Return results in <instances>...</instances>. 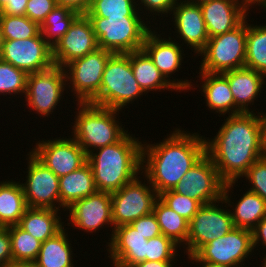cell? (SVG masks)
Instances as JSON below:
<instances>
[{
	"label": "cell",
	"instance_id": "cell-12",
	"mask_svg": "<svg viewBox=\"0 0 266 267\" xmlns=\"http://www.w3.org/2000/svg\"><path fill=\"white\" fill-rule=\"evenodd\" d=\"M158 29V27L156 28V26H153V28L147 33L142 50L150 57L154 65L165 76V78L177 88L179 93L182 91H191L190 89L193 83L191 81L192 79L182 80L180 78L176 79V77L174 78L172 76V74H175L176 72L178 73L179 70H181V66H184L182 63H185L183 62L184 58H189V53L187 52V54H184V52H186L184 51L185 48H182V45L171 38L172 33H170V36L167 35V37L164 31L162 32ZM157 30L159 31V34Z\"/></svg>",
	"mask_w": 266,
	"mask_h": 267
},
{
	"label": "cell",
	"instance_id": "cell-50",
	"mask_svg": "<svg viewBox=\"0 0 266 267\" xmlns=\"http://www.w3.org/2000/svg\"><path fill=\"white\" fill-rule=\"evenodd\" d=\"M184 258H188L186 260H188V264H195L197 267H227L224 265H219V264H214V263H210V262H205V261H201L196 255H190V256H186L184 255Z\"/></svg>",
	"mask_w": 266,
	"mask_h": 267
},
{
	"label": "cell",
	"instance_id": "cell-10",
	"mask_svg": "<svg viewBox=\"0 0 266 267\" xmlns=\"http://www.w3.org/2000/svg\"><path fill=\"white\" fill-rule=\"evenodd\" d=\"M158 198L159 195L149 180L140 173V176L126 183L118 191L111 193L114 228L131 224L140 217L153 212Z\"/></svg>",
	"mask_w": 266,
	"mask_h": 267
},
{
	"label": "cell",
	"instance_id": "cell-19",
	"mask_svg": "<svg viewBox=\"0 0 266 267\" xmlns=\"http://www.w3.org/2000/svg\"><path fill=\"white\" fill-rule=\"evenodd\" d=\"M170 15L171 17L169 18L172 20L168 22L170 26H174L173 29L175 31H171V27L170 31H168V34L170 35V32L174 33V36L171 38L176 41L178 40L177 42L180 43L183 48L185 46L186 49L189 48L191 53L194 52L193 55L197 57V55L206 46V43L209 39L200 5L187 3L180 0L173 7Z\"/></svg>",
	"mask_w": 266,
	"mask_h": 267
},
{
	"label": "cell",
	"instance_id": "cell-35",
	"mask_svg": "<svg viewBox=\"0 0 266 267\" xmlns=\"http://www.w3.org/2000/svg\"><path fill=\"white\" fill-rule=\"evenodd\" d=\"M87 17H125L143 16L136 0H92Z\"/></svg>",
	"mask_w": 266,
	"mask_h": 267
},
{
	"label": "cell",
	"instance_id": "cell-31",
	"mask_svg": "<svg viewBox=\"0 0 266 267\" xmlns=\"http://www.w3.org/2000/svg\"><path fill=\"white\" fill-rule=\"evenodd\" d=\"M161 233L178 244L187 256L189 221L166 206L159 198L153 208Z\"/></svg>",
	"mask_w": 266,
	"mask_h": 267
},
{
	"label": "cell",
	"instance_id": "cell-1",
	"mask_svg": "<svg viewBox=\"0 0 266 267\" xmlns=\"http://www.w3.org/2000/svg\"><path fill=\"white\" fill-rule=\"evenodd\" d=\"M172 130L158 143L143 139L141 173L158 195L173 190L206 154L205 135L201 132L182 130L179 126Z\"/></svg>",
	"mask_w": 266,
	"mask_h": 267
},
{
	"label": "cell",
	"instance_id": "cell-22",
	"mask_svg": "<svg viewBox=\"0 0 266 267\" xmlns=\"http://www.w3.org/2000/svg\"><path fill=\"white\" fill-rule=\"evenodd\" d=\"M147 239L130 224L114 228L109 244L105 247L110 267H131L146 261Z\"/></svg>",
	"mask_w": 266,
	"mask_h": 267
},
{
	"label": "cell",
	"instance_id": "cell-56",
	"mask_svg": "<svg viewBox=\"0 0 266 267\" xmlns=\"http://www.w3.org/2000/svg\"><path fill=\"white\" fill-rule=\"evenodd\" d=\"M3 228H4L3 225L0 223V230L3 229Z\"/></svg>",
	"mask_w": 266,
	"mask_h": 267
},
{
	"label": "cell",
	"instance_id": "cell-2",
	"mask_svg": "<svg viewBox=\"0 0 266 267\" xmlns=\"http://www.w3.org/2000/svg\"><path fill=\"white\" fill-rule=\"evenodd\" d=\"M226 118V119H225ZM217 134L205 137L206 154L225 182L238 181L259 159L260 113L226 116Z\"/></svg>",
	"mask_w": 266,
	"mask_h": 267
},
{
	"label": "cell",
	"instance_id": "cell-47",
	"mask_svg": "<svg viewBox=\"0 0 266 267\" xmlns=\"http://www.w3.org/2000/svg\"><path fill=\"white\" fill-rule=\"evenodd\" d=\"M92 0H56L58 6L70 8L79 14H86Z\"/></svg>",
	"mask_w": 266,
	"mask_h": 267
},
{
	"label": "cell",
	"instance_id": "cell-15",
	"mask_svg": "<svg viewBox=\"0 0 266 267\" xmlns=\"http://www.w3.org/2000/svg\"><path fill=\"white\" fill-rule=\"evenodd\" d=\"M51 138H42L29 150L56 176L67 175L87 162V154L71 135Z\"/></svg>",
	"mask_w": 266,
	"mask_h": 267
},
{
	"label": "cell",
	"instance_id": "cell-37",
	"mask_svg": "<svg viewBox=\"0 0 266 267\" xmlns=\"http://www.w3.org/2000/svg\"><path fill=\"white\" fill-rule=\"evenodd\" d=\"M0 26L5 40L27 39L40 33V26L27 16L0 14Z\"/></svg>",
	"mask_w": 266,
	"mask_h": 267
},
{
	"label": "cell",
	"instance_id": "cell-9",
	"mask_svg": "<svg viewBox=\"0 0 266 267\" xmlns=\"http://www.w3.org/2000/svg\"><path fill=\"white\" fill-rule=\"evenodd\" d=\"M113 54L97 48L64 67L67 92L72 93L73 103H89L99 93L105 66Z\"/></svg>",
	"mask_w": 266,
	"mask_h": 267
},
{
	"label": "cell",
	"instance_id": "cell-41",
	"mask_svg": "<svg viewBox=\"0 0 266 267\" xmlns=\"http://www.w3.org/2000/svg\"><path fill=\"white\" fill-rule=\"evenodd\" d=\"M248 184V190L257 193L264 201H266V159L256 161L247 172L241 177Z\"/></svg>",
	"mask_w": 266,
	"mask_h": 267
},
{
	"label": "cell",
	"instance_id": "cell-7",
	"mask_svg": "<svg viewBox=\"0 0 266 267\" xmlns=\"http://www.w3.org/2000/svg\"><path fill=\"white\" fill-rule=\"evenodd\" d=\"M247 19L235 29L212 36L198 54L201 57L199 71L224 73L242 68L246 59Z\"/></svg>",
	"mask_w": 266,
	"mask_h": 267
},
{
	"label": "cell",
	"instance_id": "cell-30",
	"mask_svg": "<svg viewBox=\"0 0 266 267\" xmlns=\"http://www.w3.org/2000/svg\"><path fill=\"white\" fill-rule=\"evenodd\" d=\"M0 181V223L3 227L20 223L27 207L20 178Z\"/></svg>",
	"mask_w": 266,
	"mask_h": 267
},
{
	"label": "cell",
	"instance_id": "cell-3",
	"mask_svg": "<svg viewBox=\"0 0 266 267\" xmlns=\"http://www.w3.org/2000/svg\"><path fill=\"white\" fill-rule=\"evenodd\" d=\"M141 137L127 132L118 142L87 154L98 191L113 193L141 173Z\"/></svg>",
	"mask_w": 266,
	"mask_h": 267
},
{
	"label": "cell",
	"instance_id": "cell-11",
	"mask_svg": "<svg viewBox=\"0 0 266 267\" xmlns=\"http://www.w3.org/2000/svg\"><path fill=\"white\" fill-rule=\"evenodd\" d=\"M233 228L235 226L232 215L223 197L218 201L203 204L189 221L187 256L195 255L205 244L223 237Z\"/></svg>",
	"mask_w": 266,
	"mask_h": 267
},
{
	"label": "cell",
	"instance_id": "cell-24",
	"mask_svg": "<svg viewBox=\"0 0 266 267\" xmlns=\"http://www.w3.org/2000/svg\"><path fill=\"white\" fill-rule=\"evenodd\" d=\"M238 183V181L225 183L223 199L228 207H230L234 226L252 230L266 216V201L257 193L247 189L245 190L246 192L242 193L243 195L239 200H236L232 197V193L233 189H236V186H238Z\"/></svg>",
	"mask_w": 266,
	"mask_h": 267
},
{
	"label": "cell",
	"instance_id": "cell-32",
	"mask_svg": "<svg viewBox=\"0 0 266 267\" xmlns=\"http://www.w3.org/2000/svg\"><path fill=\"white\" fill-rule=\"evenodd\" d=\"M244 67L254 69L266 76V23L254 25L247 20Z\"/></svg>",
	"mask_w": 266,
	"mask_h": 267
},
{
	"label": "cell",
	"instance_id": "cell-18",
	"mask_svg": "<svg viewBox=\"0 0 266 267\" xmlns=\"http://www.w3.org/2000/svg\"><path fill=\"white\" fill-rule=\"evenodd\" d=\"M0 58L27 74L44 71L54 65L52 46L43 38L41 32L32 38L5 40Z\"/></svg>",
	"mask_w": 266,
	"mask_h": 267
},
{
	"label": "cell",
	"instance_id": "cell-5",
	"mask_svg": "<svg viewBox=\"0 0 266 267\" xmlns=\"http://www.w3.org/2000/svg\"><path fill=\"white\" fill-rule=\"evenodd\" d=\"M144 95L134 77L129 53L113 54L105 66L99 93L89 103L123 112L134 101L138 104Z\"/></svg>",
	"mask_w": 266,
	"mask_h": 267
},
{
	"label": "cell",
	"instance_id": "cell-38",
	"mask_svg": "<svg viewBox=\"0 0 266 267\" xmlns=\"http://www.w3.org/2000/svg\"><path fill=\"white\" fill-rule=\"evenodd\" d=\"M181 247L163 234L148 239L146 260L148 261H179Z\"/></svg>",
	"mask_w": 266,
	"mask_h": 267
},
{
	"label": "cell",
	"instance_id": "cell-21",
	"mask_svg": "<svg viewBox=\"0 0 266 267\" xmlns=\"http://www.w3.org/2000/svg\"><path fill=\"white\" fill-rule=\"evenodd\" d=\"M199 5L209 38L238 27L251 15L250 9L260 10L251 0H210Z\"/></svg>",
	"mask_w": 266,
	"mask_h": 267
},
{
	"label": "cell",
	"instance_id": "cell-14",
	"mask_svg": "<svg viewBox=\"0 0 266 267\" xmlns=\"http://www.w3.org/2000/svg\"><path fill=\"white\" fill-rule=\"evenodd\" d=\"M253 253L252 230L235 227L223 237L205 244L195 255L205 262L227 267H244L246 260L254 257Z\"/></svg>",
	"mask_w": 266,
	"mask_h": 267
},
{
	"label": "cell",
	"instance_id": "cell-36",
	"mask_svg": "<svg viewBox=\"0 0 266 267\" xmlns=\"http://www.w3.org/2000/svg\"><path fill=\"white\" fill-rule=\"evenodd\" d=\"M28 74L0 58V95L22 98L26 94ZM14 94V95H13ZM23 96V97H22Z\"/></svg>",
	"mask_w": 266,
	"mask_h": 267
},
{
	"label": "cell",
	"instance_id": "cell-13",
	"mask_svg": "<svg viewBox=\"0 0 266 267\" xmlns=\"http://www.w3.org/2000/svg\"><path fill=\"white\" fill-rule=\"evenodd\" d=\"M66 211L65 218L68 217L66 220L69 223L67 222L65 225L75 227L74 229L81 230L86 234L89 232L90 235H95L93 232L98 233L101 229L105 228L106 230L110 227L112 231L110 230L108 242H102H106L105 247L109 244L114 231L111 193L97 191L74 202Z\"/></svg>",
	"mask_w": 266,
	"mask_h": 267
},
{
	"label": "cell",
	"instance_id": "cell-34",
	"mask_svg": "<svg viewBox=\"0 0 266 267\" xmlns=\"http://www.w3.org/2000/svg\"><path fill=\"white\" fill-rule=\"evenodd\" d=\"M8 231L11 237L13 263H33L38 256L42 242L18 224L8 226Z\"/></svg>",
	"mask_w": 266,
	"mask_h": 267
},
{
	"label": "cell",
	"instance_id": "cell-45",
	"mask_svg": "<svg viewBox=\"0 0 266 267\" xmlns=\"http://www.w3.org/2000/svg\"><path fill=\"white\" fill-rule=\"evenodd\" d=\"M28 0H0V14L25 16Z\"/></svg>",
	"mask_w": 266,
	"mask_h": 267
},
{
	"label": "cell",
	"instance_id": "cell-23",
	"mask_svg": "<svg viewBox=\"0 0 266 267\" xmlns=\"http://www.w3.org/2000/svg\"><path fill=\"white\" fill-rule=\"evenodd\" d=\"M222 74L228 79L234 97L235 115L255 113L256 110H258L257 113H263V111L259 112V109H255V106L252 110L251 106L255 105V100L257 102L259 101L258 98L262 97L261 93L266 87L265 75L247 67L230 70Z\"/></svg>",
	"mask_w": 266,
	"mask_h": 267
},
{
	"label": "cell",
	"instance_id": "cell-54",
	"mask_svg": "<svg viewBox=\"0 0 266 267\" xmlns=\"http://www.w3.org/2000/svg\"><path fill=\"white\" fill-rule=\"evenodd\" d=\"M261 258V260L259 259V261H261L260 263H261V265L259 264L258 266L259 267H266V254H264V255H259ZM264 256V257H263ZM254 267V266H253ZM256 267V266H255Z\"/></svg>",
	"mask_w": 266,
	"mask_h": 267
},
{
	"label": "cell",
	"instance_id": "cell-29",
	"mask_svg": "<svg viewBox=\"0 0 266 267\" xmlns=\"http://www.w3.org/2000/svg\"><path fill=\"white\" fill-rule=\"evenodd\" d=\"M129 59L134 77L146 94L165 90L166 93L176 91L178 94L177 88L165 78L142 49L130 52Z\"/></svg>",
	"mask_w": 266,
	"mask_h": 267
},
{
	"label": "cell",
	"instance_id": "cell-40",
	"mask_svg": "<svg viewBox=\"0 0 266 267\" xmlns=\"http://www.w3.org/2000/svg\"><path fill=\"white\" fill-rule=\"evenodd\" d=\"M159 199L178 215L190 221L202 206L197 200L189 198L187 195H180L173 190L159 194Z\"/></svg>",
	"mask_w": 266,
	"mask_h": 267
},
{
	"label": "cell",
	"instance_id": "cell-52",
	"mask_svg": "<svg viewBox=\"0 0 266 267\" xmlns=\"http://www.w3.org/2000/svg\"><path fill=\"white\" fill-rule=\"evenodd\" d=\"M256 7H261V10L263 9L264 12H266V0H255Z\"/></svg>",
	"mask_w": 266,
	"mask_h": 267
},
{
	"label": "cell",
	"instance_id": "cell-27",
	"mask_svg": "<svg viewBox=\"0 0 266 267\" xmlns=\"http://www.w3.org/2000/svg\"><path fill=\"white\" fill-rule=\"evenodd\" d=\"M59 211L50 208L28 207L18 225L43 243L66 226L61 219L63 211Z\"/></svg>",
	"mask_w": 266,
	"mask_h": 267
},
{
	"label": "cell",
	"instance_id": "cell-55",
	"mask_svg": "<svg viewBox=\"0 0 266 267\" xmlns=\"http://www.w3.org/2000/svg\"><path fill=\"white\" fill-rule=\"evenodd\" d=\"M4 42H5V39H4V36H3V33H2V28L0 26V51H1V47H2Z\"/></svg>",
	"mask_w": 266,
	"mask_h": 267
},
{
	"label": "cell",
	"instance_id": "cell-6",
	"mask_svg": "<svg viewBox=\"0 0 266 267\" xmlns=\"http://www.w3.org/2000/svg\"><path fill=\"white\" fill-rule=\"evenodd\" d=\"M88 18L92 23L98 48L114 54L141 50L147 33L153 28L144 16Z\"/></svg>",
	"mask_w": 266,
	"mask_h": 267
},
{
	"label": "cell",
	"instance_id": "cell-8",
	"mask_svg": "<svg viewBox=\"0 0 266 267\" xmlns=\"http://www.w3.org/2000/svg\"><path fill=\"white\" fill-rule=\"evenodd\" d=\"M68 93L64 68L53 65L47 70L28 74L23 107L26 105L30 113L38 114L36 116L49 118L65 97L68 100L65 95Z\"/></svg>",
	"mask_w": 266,
	"mask_h": 267
},
{
	"label": "cell",
	"instance_id": "cell-49",
	"mask_svg": "<svg viewBox=\"0 0 266 267\" xmlns=\"http://www.w3.org/2000/svg\"><path fill=\"white\" fill-rule=\"evenodd\" d=\"M174 263V264H173ZM176 263H179L177 261H142V262H139V263H136L134 265H132L131 267H176L179 264H176Z\"/></svg>",
	"mask_w": 266,
	"mask_h": 267
},
{
	"label": "cell",
	"instance_id": "cell-16",
	"mask_svg": "<svg viewBox=\"0 0 266 267\" xmlns=\"http://www.w3.org/2000/svg\"><path fill=\"white\" fill-rule=\"evenodd\" d=\"M27 173L21 185L27 207L60 210L59 177L43 165L30 151L26 154ZM23 181H25L23 183Z\"/></svg>",
	"mask_w": 266,
	"mask_h": 267
},
{
	"label": "cell",
	"instance_id": "cell-26",
	"mask_svg": "<svg viewBox=\"0 0 266 267\" xmlns=\"http://www.w3.org/2000/svg\"><path fill=\"white\" fill-rule=\"evenodd\" d=\"M60 211L66 212L74 202L95 192L97 188L91 166L86 162L75 171L59 178Z\"/></svg>",
	"mask_w": 266,
	"mask_h": 267
},
{
	"label": "cell",
	"instance_id": "cell-46",
	"mask_svg": "<svg viewBox=\"0 0 266 267\" xmlns=\"http://www.w3.org/2000/svg\"><path fill=\"white\" fill-rule=\"evenodd\" d=\"M252 239L255 251L258 250L260 254L259 246H262L261 249L266 251V216L252 229ZM265 251L261 254H266Z\"/></svg>",
	"mask_w": 266,
	"mask_h": 267
},
{
	"label": "cell",
	"instance_id": "cell-53",
	"mask_svg": "<svg viewBox=\"0 0 266 267\" xmlns=\"http://www.w3.org/2000/svg\"><path fill=\"white\" fill-rule=\"evenodd\" d=\"M181 1H184V2H187V3H193V4H201V3H204V2H208L210 0H181Z\"/></svg>",
	"mask_w": 266,
	"mask_h": 267
},
{
	"label": "cell",
	"instance_id": "cell-28",
	"mask_svg": "<svg viewBox=\"0 0 266 267\" xmlns=\"http://www.w3.org/2000/svg\"><path fill=\"white\" fill-rule=\"evenodd\" d=\"M64 227L55 236L47 239L41 244L40 251L33 264L36 267H76L75 249L69 239L68 230ZM74 250V251H73Z\"/></svg>",
	"mask_w": 266,
	"mask_h": 267
},
{
	"label": "cell",
	"instance_id": "cell-20",
	"mask_svg": "<svg viewBox=\"0 0 266 267\" xmlns=\"http://www.w3.org/2000/svg\"><path fill=\"white\" fill-rule=\"evenodd\" d=\"M97 48L92 23L86 14H80L65 35L52 47L54 65L64 68L68 63Z\"/></svg>",
	"mask_w": 266,
	"mask_h": 267
},
{
	"label": "cell",
	"instance_id": "cell-42",
	"mask_svg": "<svg viewBox=\"0 0 266 267\" xmlns=\"http://www.w3.org/2000/svg\"><path fill=\"white\" fill-rule=\"evenodd\" d=\"M56 6V0H28L25 16L40 26Z\"/></svg>",
	"mask_w": 266,
	"mask_h": 267
},
{
	"label": "cell",
	"instance_id": "cell-39",
	"mask_svg": "<svg viewBox=\"0 0 266 267\" xmlns=\"http://www.w3.org/2000/svg\"><path fill=\"white\" fill-rule=\"evenodd\" d=\"M179 1L180 0H136L138 10L147 19V21H149L151 24L154 23L153 26L155 25V26H159V28H161L160 26H161L162 21H159L160 22L159 25H158L157 21L156 22H154V21L157 19H160L162 17V19H160V20H164L163 21L164 23L162 22L163 28H161V29H163L164 31H165L164 25L165 26L169 25V24H167L168 23L167 21L165 24V20H168V19H165V17L168 18L170 16L171 10ZM157 16H158V18L156 19Z\"/></svg>",
	"mask_w": 266,
	"mask_h": 267
},
{
	"label": "cell",
	"instance_id": "cell-51",
	"mask_svg": "<svg viewBox=\"0 0 266 267\" xmlns=\"http://www.w3.org/2000/svg\"><path fill=\"white\" fill-rule=\"evenodd\" d=\"M7 267H36L33 263H12Z\"/></svg>",
	"mask_w": 266,
	"mask_h": 267
},
{
	"label": "cell",
	"instance_id": "cell-4",
	"mask_svg": "<svg viewBox=\"0 0 266 267\" xmlns=\"http://www.w3.org/2000/svg\"><path fill=\"white\" fill-rule=\"evenodd\" d=\"M71 122V136L86 154L118 142L129 130L120 120L121 110L105 108L91 103H75ZM118 117V118H117ZM73 124V125H72Z\"/></svg>",
	"mask_w": 266,
	"mask_h": 267
},
{
	"label": "cell",
	"instance_id": "cell-43",
	"mask_svg": "<svg viewBox=\"0 0 266 267\" xmlns=\"http://www.w3.org/2000/svg\"><path fill=\"white\" fill-rule=\"evenodd\" d=\"M147 240L161 235L160 226L153 212L140 217L130 224Z\"/></svg>",
	"mask_w": 266,
	"mask_h": 267
},
{
	"label": "cell",
	"instance_id": "cell-33",
	"mask_svg": "<svg viewBox=\"0 0 266 267\" xmlns=\"http://www.w3.org/2000/svg\"><path fill=\"white\" fill-rule=\"evenodd\" d=\"M80 14L70 8L56 6L40 25L43 38L53 47L69 30Z\"/></svg>",
	"mask_w": 266,
	"mask_h": 267
},
{
	"label": "cell",
	"instance_id": "cell-17",
	"mask_svg": "<svg viewBox=\"0 0 266 267\" xmlns=\"http://www.w3.org/2000/svg\"><path fill=\"white\" fill-rule=\"evenodd\" d=\"M225 182L220 178L211 158L205 154L181 178L173 191L197 200L201 205L212 203L223 197Z\"/></svg>",
	"mask_w": 266,
	"mask_h": 267
},
{
	"label": "cell",
	"instance_id": "cell-25",
	"mask_svg": "<svg viewBox=\"0 0 266 267\" xmlns=\"http://www.w3.org/2000/svg\"><path fill=\"white\" fill-rule=\"evenodd\" d=\"M199 84L192 83L191 89L198 90L201 96L205 97L206 107L209 111L214 112L219 117H225L235 115V102L233 94L231 93L228 79L222 73H208L203 71H198ZM196 86V87H195ZM203 94V95H202Z\"/></svg>",
	"mask_w": 266,
	"mask_h": 267
},
{
	"label": "cell",
	"instance_id": "cell-48",
	"mask_svg": "<svg viewBox=\"0 0 266 267\" xmlns=\"http://www.w3.org/2000/svg\"><path fill=\"white\" fill-rule=\"evenodd\" d=\"M260 153L261 158L266 159V113H260Z\"/></svg>",
	"mask_w": 266,
	"mask_h": 267
},
{
	"label": "cell",
	"instance_id": "cell-44",
	"mask_svg": "<svg viewBox=\"0 0 266 267\" xmlns=\"http://www.w3.org/2000/svg\"><path fill=\"white\" fill-rule=\"evenodd\" d=\"M12 263L11 237L8 227H4L0 230V267H7Z\"/></svg>",
	"mask_w": 266,
	"mask_h": 267
}]
</instances>
